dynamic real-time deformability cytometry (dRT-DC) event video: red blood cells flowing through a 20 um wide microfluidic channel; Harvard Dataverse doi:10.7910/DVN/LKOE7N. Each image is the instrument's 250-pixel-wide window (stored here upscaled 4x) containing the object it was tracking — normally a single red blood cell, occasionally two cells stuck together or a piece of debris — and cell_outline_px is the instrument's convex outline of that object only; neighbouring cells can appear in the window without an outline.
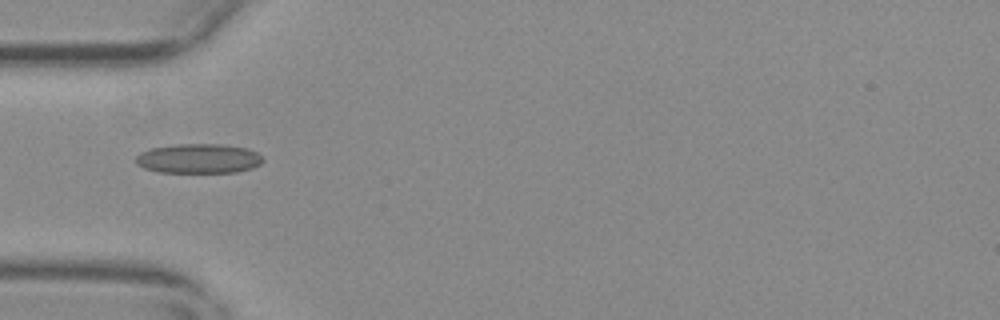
{"species": "common noctule bat (a hibernating species)", "species_latin": "Nyctalus noctula", "temperature_condition": "warm", "stored_images_in_passage": 32, "camera_frame_rate_fps": 3000, "um_per_image_px": 0.085, "animal": {"sex": "female", "body_mass_g": 29.2, "forearm_length_mm": 56.3}, "frame": {"image": 1, "passage_image": 2, "time_ms": 0.333, "image_size_px": [1000, 320], "cell_outline_px": [[264, 160], [260, 164], [252, 168], [236, 172], [160, 172], [144, 168], [136, 164], [136, 156], [140, 152], [152, 148], [176, 144], [220, 144], [248, 148], [256, 152]], "centroid_in_image_um": [16.88, 13.47], "position_along_channel_um": 68.1, "area_um2": 21.85}}
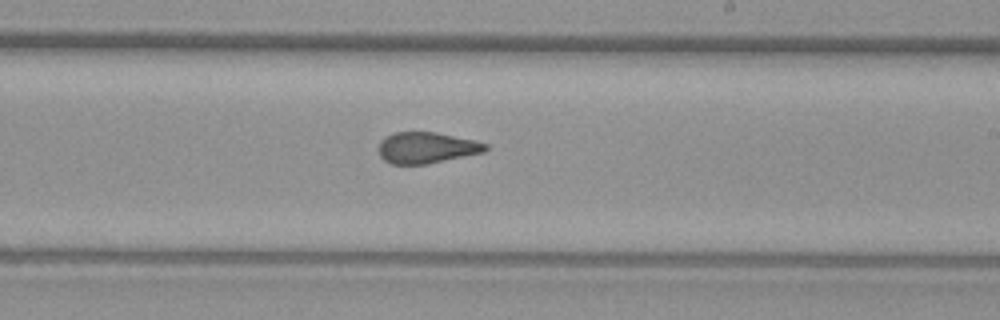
{"frame": {"image": 2, "passage_image": 17, "time_ms": 5.333, "image_size_px": [1000, 320], "cell_outline_px": [[488, 148], [484, 152], [428, 164], [392, 164], [384, 160], [380, 156], [380, 140], [396, 132], [436, 132], [472, 140], [488, 144]], "centroid_in_image_um": [36.27, 12.56], "position_along_channel_um": 252.7, "area_um2": 19.19}}
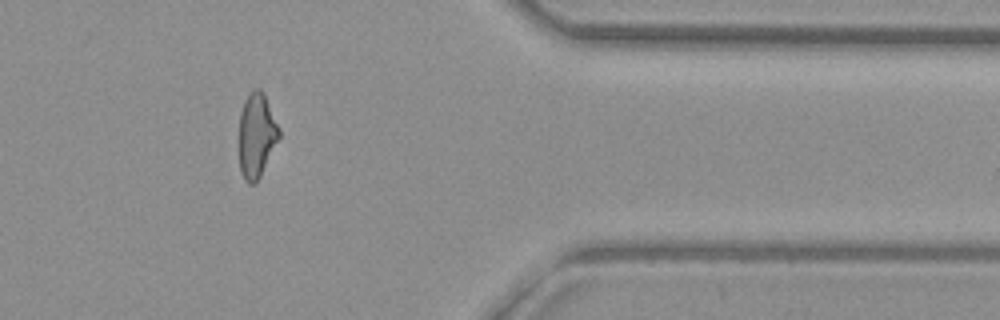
{"frame": {"image": 3, "passage_image": 30, "time_ms": 9.667, "image_size_px": [1000, 320], "cell_outline_px": [[280, 136], [256, 184], [248, 184], [244, 180], [240, 172], [240, 112], [244, 100], [248, 92], [256, 88], [260, 88], [264, 92], [280, 128]], "centroid_in_image_um": [21.81, 11.48], "position_along_channel_um": 389.6, "area_um2": 19.83}, "authors_computed_cell_mechanics": {"area_um2": 20.1722, "velocity_mm_per_s": 3.6885, "shape_relaxation_time_tau1_ms": null, "shape_relaxation_time_tau2_ms": 1.4063, "deformation_change_tau1": null, "deformation_change_tau2": 0.0753}}